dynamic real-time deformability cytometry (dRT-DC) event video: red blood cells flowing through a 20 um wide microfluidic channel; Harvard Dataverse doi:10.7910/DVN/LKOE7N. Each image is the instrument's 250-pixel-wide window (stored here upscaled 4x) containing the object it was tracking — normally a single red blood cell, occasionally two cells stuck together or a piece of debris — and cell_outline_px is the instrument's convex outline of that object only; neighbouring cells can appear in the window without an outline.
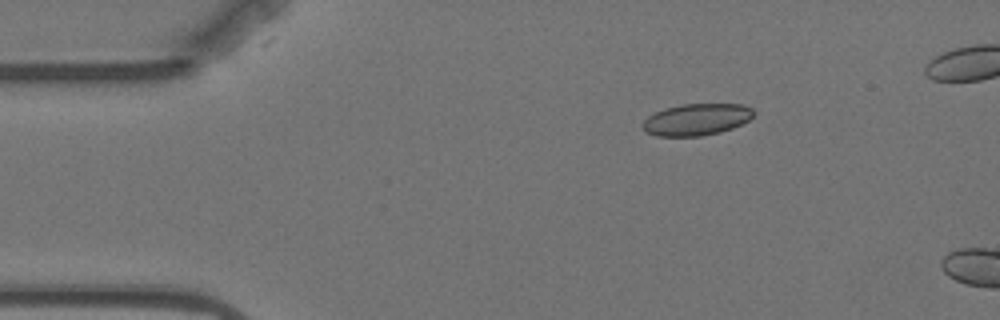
{"species": "Egyptian fruit bat (a non-hibernating species)", "species_latin": "Rousettus aegyptiacus", "temperature_condition": "warm", "stored_images_in_passage": 2, "camera_frame_rate_fps": 3000, "um_per_image_px": 0.085, "animal": {"sex": "female"}, "frame": {"image": 1, "passage_image": 1, "time_ms": 0.0, "image_size_px": [1000, 320], "cell_outline_px": [[756, 112], [748, 120], [732, 128], [720, 132], [700, 136], [656, 136], [644, 132], [640, 124], [648, 116], [664, 108], [680, 104], [744, 104], [752, 108]], "centroid_in_image_um": [59.17, 10.15], "position_along_channel_um": 25.8, "area_um2": 20.69}}